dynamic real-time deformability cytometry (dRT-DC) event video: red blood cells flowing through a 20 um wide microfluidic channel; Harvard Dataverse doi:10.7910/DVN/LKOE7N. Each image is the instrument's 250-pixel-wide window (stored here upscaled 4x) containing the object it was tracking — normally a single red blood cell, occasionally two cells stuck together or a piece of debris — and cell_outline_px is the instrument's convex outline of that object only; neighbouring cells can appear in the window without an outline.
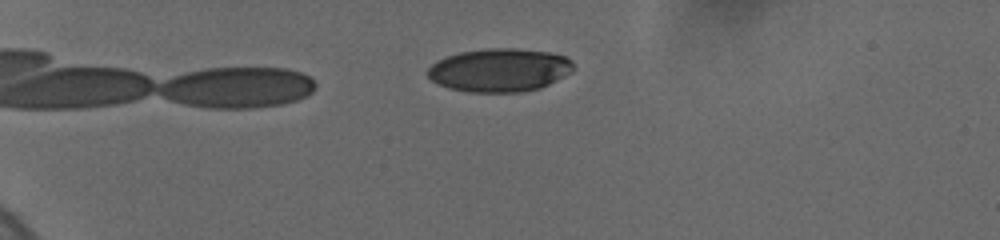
{"species": "human", "species_latin": "Homo sapiens", "temperature_condition": "cold", "stored_images_in_passage": 30, "camera_frame_rate_fps": 3000, "um_per_image_px": 0.085, "donor": {"sex": "female"}, "frame": {"image": 1, "passage_image": 6, "time_ms": 2.0, "image_size_px": [1000, 240], "cell_outline_px": [[576, 68], [572, 72], [540, 88], [520, 92], [468, 92], [448, 88], [432, 80], [424, 72], [436, 60], [460, 52], [488, 48], [516, 48], [548, 52], [564, 56], [572, 60]], "centroid_in_image_um": [42.46, 5.95], "position_along_channel_um": 42.5, "area_um2": 36.93}}
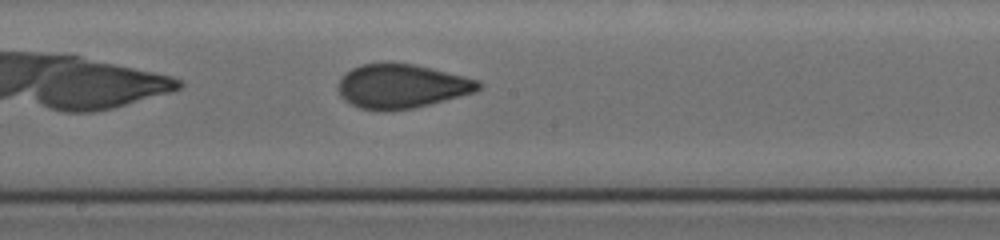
{"frame": {"image": 2, "passage_image": 18, "time_ms": 6.333, "image_size_px": [1000, 240], "cell_outline_px": [[480, 88], [476, 92], [412, 108], [384, 112], [360, 108], [344, 100], [340, 96], [336, 88], [340, 76], [352, 68], [360, 64], [412, 64], [464, 76], [480, 80]], "centroid_in_image_um": [34.08, 7.35], "position_along_channel_um": 214.1, "area_um2": 35.89}}
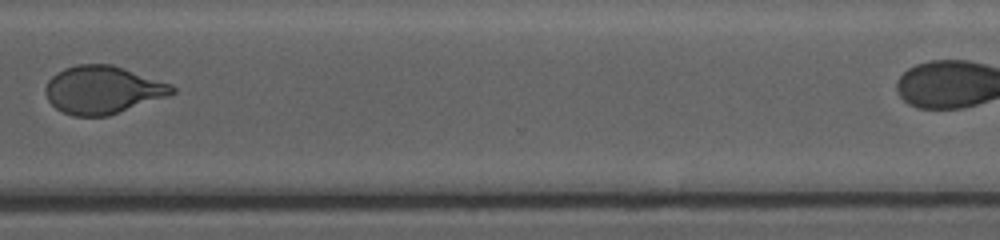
{"frame": {"image": 3, "passage_image": 27, "time_ms": 10.333, "image_size_px": [1000, 240], "cell_outline_px": [[176, 92], [168, 96], [108, 116], [72, 116], [56, 108], [48, 100], [44, 92], [48, 80], [56, 72], [64, 68], [76, 64], [112, 64], [172, 84], [176, 88]], "centroid_in_image_um": [8.73, 7.63], "position_along_channel_um": 361.9, "area_um2": 35.43}}